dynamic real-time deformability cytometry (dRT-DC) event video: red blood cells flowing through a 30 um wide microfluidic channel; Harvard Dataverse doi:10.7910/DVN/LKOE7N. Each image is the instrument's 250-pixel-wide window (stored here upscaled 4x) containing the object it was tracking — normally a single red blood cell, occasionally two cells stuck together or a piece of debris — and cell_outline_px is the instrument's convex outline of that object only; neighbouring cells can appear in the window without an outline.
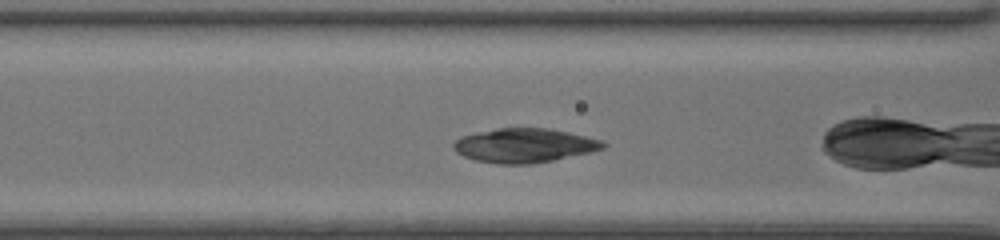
{"species": "common noctule bat (a hibernating species)", "species_latin": "Nyctalus noctula", "temperature_condition": "room temperature", "stored_images_in_passage": 14, "camera_frame_rate_fps": 3000, "um_per_image_px": 0.085, "animal": {"sex": "female", "body_mass_g": 20.0, "forearm_length_mm": 54.0}, "frame": {"image": 1, "passage_image": 3, "time_ms": 0.667, "image_size_px": [1000, 240], "cell_outline_px": [[608, 144], [604, 148], [592, 152], [532, 164], [500, 164], [476, 160], [464, 156], [456, 152], [452, 148], [452, 144], [460, 136], [476, 132], [496, 128], [548, 128], [568, 132], [600, 140]], "centroid_in_image_um": [44.54, 12.36], "position_along_channel_um": 122.1, "area_um2": 29.77}}
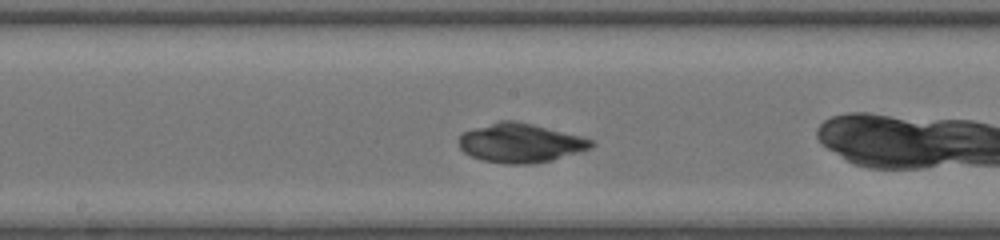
{"frame": {"image": 2, "passage_image": 9, "time_ms": 2.667, "image_size_px": [1000, 240], "cell_outline_px": [[596, 144], [592, 148], [552, 160], [532, 164], [504, 164], [484, 160], [472, 156], [464, 152], [460, 148], [456, 140], [464, 132], [472, 128], [500, 120], [516, 120], [580, 136], [592, 140]], "centroid_in_image_um": [44.21, 12.15], "position_along_channel_um": 204.0, "area_um2": 30.23}}
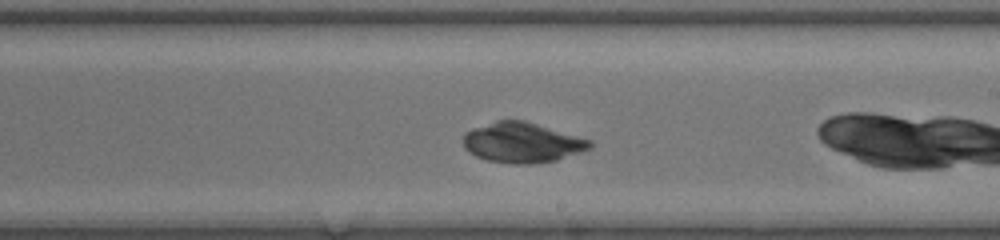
{"frame": {"image": 3, "passage_image": 12, "time_ms": 3.667, "image_size_px": [1000, 240], "cell_outline_px": [[592, 148], [556, 160], [532, 164], [512, 164], [488, 160], [476, 156], [468, 152], [464, 148], [464, 132], [472, 128], [496, 120], [524, 120], [592, 140]], "centroid_in_image_um": [44.37, 12.12], "position_along_channel_um": 244.6, "area_um2": 29.71}}